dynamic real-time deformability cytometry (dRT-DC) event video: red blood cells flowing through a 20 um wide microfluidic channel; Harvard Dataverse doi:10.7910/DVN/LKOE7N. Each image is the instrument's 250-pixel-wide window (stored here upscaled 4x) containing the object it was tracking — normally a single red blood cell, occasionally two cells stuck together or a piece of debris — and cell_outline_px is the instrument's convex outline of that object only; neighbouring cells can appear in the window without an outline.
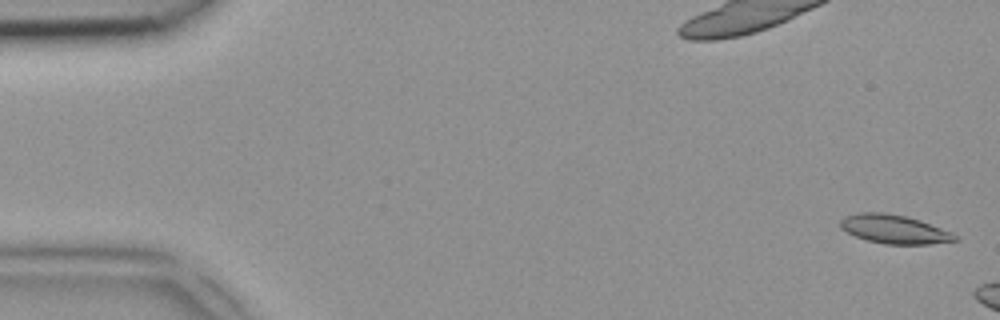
{"species": "common noctule bat (a hibernating species)", "species_latin": "Nyctalus noctula", "temperature_condition": "room temperature", "stored_images_in_passage": 7, "camera_frame_rate_fps": 3000, "um_per_image_px": 0.085, "animal": {"sex": "female", "body_mass_g": 18.4}, "frame": {"image": 1, "passage_image": 2, "time_ms": 0.333, "image_size_px": [1000, 320], "cell_outline_px": [[960, 240], [928, 244], [884, 244], [868, 240], [856, 236], [840, 228], [840, 220], [844, 216], [860, 212], [884, 212], [904, 216], [920, 220], [952, 232]], "centroid_in_image_um": [76.0, 19.48], "position_along_channel_um": 9.0, "area_um2": 19.13}}